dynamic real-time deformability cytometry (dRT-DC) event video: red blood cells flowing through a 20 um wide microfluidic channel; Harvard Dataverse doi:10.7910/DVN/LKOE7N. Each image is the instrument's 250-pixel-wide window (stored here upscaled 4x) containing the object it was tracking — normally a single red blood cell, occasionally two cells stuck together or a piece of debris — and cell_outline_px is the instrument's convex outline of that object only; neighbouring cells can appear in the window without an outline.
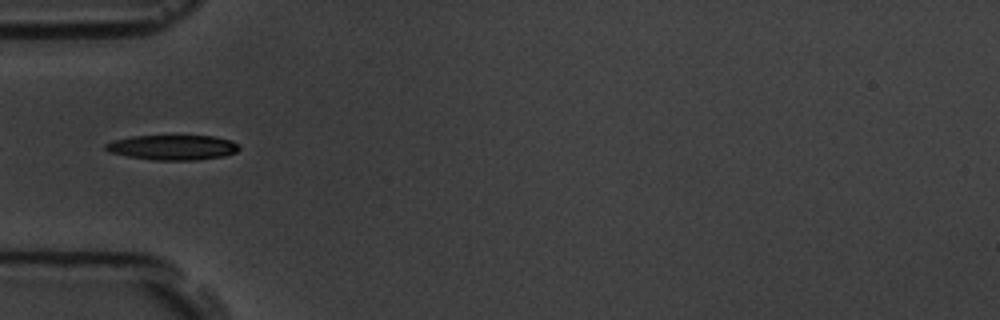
{"species": "common noctule bat (a hibernating species)", "species_latin": "Nyctalus noctula", "temperature_condition": "room temperature", "stored_images_in_passage": 10, "camera_frame_rate_fps": 3000, "um_per_image_px": 0.085, "animal": {"sex": "male", "body_mass_g": 19.5, "forearm_length_mm": 54.6}, "frame": {"image": 1, "passage_image": 5, "time_ms": 4.667, "image_size_px": [1000, 320], "cell_outline_px": [[240, 148], [236, 152], [224, 156], [196, 160], [152, 160], [128, 156], [108, 152], [104, 148], [104, 144], [116, 140], [132, 136], [212, 136], [232, 140]], "centroid_in_image_um": [14.67, 12.53], "position_along_channel_um": 70.3, "area_um2": 19.36}}
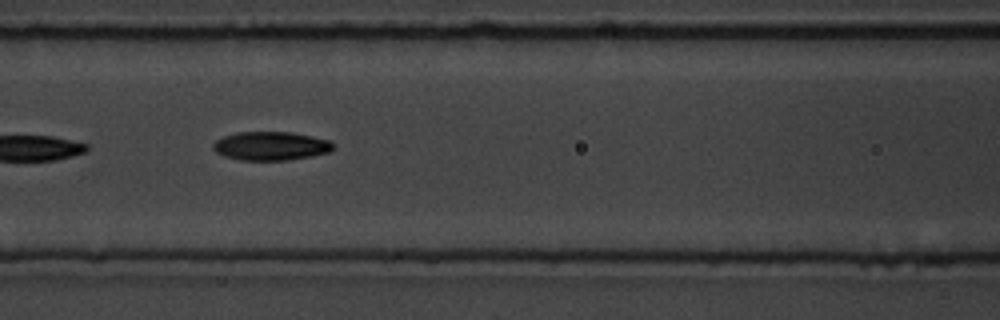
{"frame": {"image": 2, "passage_image": 7, "time_ms": 6.667, "image_size_px": [1000, 320], "cell_outline_px": [[332, 148], [328, 152], [288, 160], [240, 160], [224, 156], [216, 152], [212, 148], [212, 144], [216, 140], [224, 136], [236, 132], [292, 132], [312, 136], [328, 140], [332, 144]], "centroid_in_image_um": [22.95, 12.4], "position_along_channel_um": 143.6, "area_um2": 19.88}}
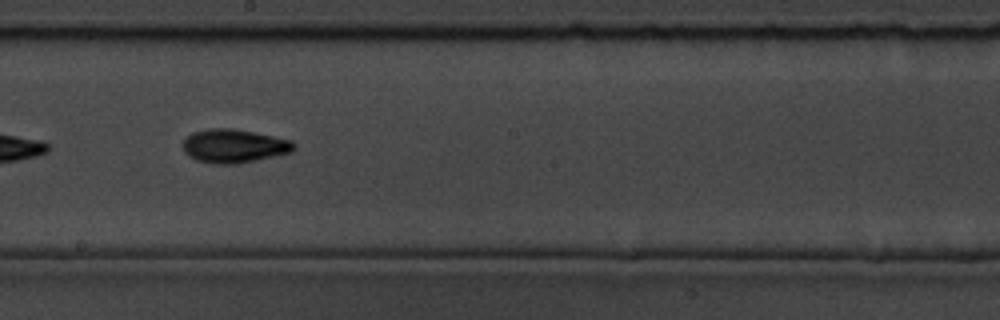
{"frame": {"image": 3, "passage_image": 9, "time_ms": 9.0, "image_size_px": [1000, 320], "cell_outline_px": [[296, 148], [292, 152], [256, 160], [236, 164], [212, 164], [196, 160], [188, 156], [184, 152], [184, 140], [192, 132], [208, 128], [232, 128], [292, 140], [296, 144]], "centroid_in_image_um": [19.89, 12.41], "position_along_channel_um": 228.3, "area_um2": 21.79}}